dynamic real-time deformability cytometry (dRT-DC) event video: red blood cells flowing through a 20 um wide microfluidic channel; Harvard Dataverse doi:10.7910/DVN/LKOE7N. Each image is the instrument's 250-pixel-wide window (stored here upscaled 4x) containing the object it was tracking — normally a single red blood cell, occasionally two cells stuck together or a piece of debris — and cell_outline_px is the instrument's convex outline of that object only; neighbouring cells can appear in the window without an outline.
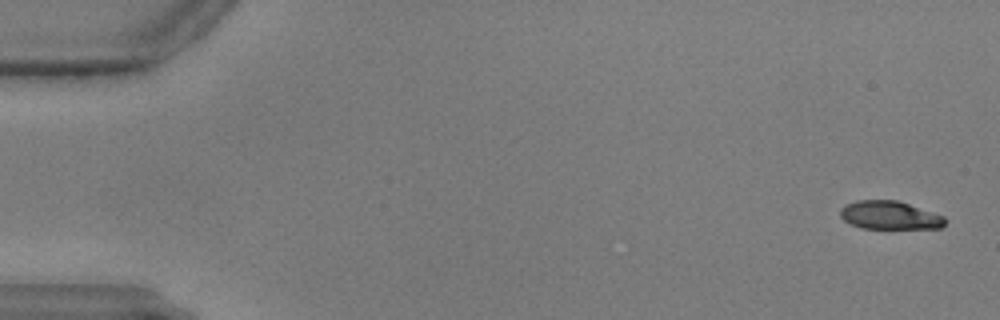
{"species": "common noctule bat (a hibernating species)", "species_latin": "Nyctalus noctula", "temperature_condition": "warm", "stored_images_in_passage": 59, "camera_frame_rate_fps": 3000, "um_per_image_px": 0.085, "animal": {"sex": "male", "body_mass_g": 17.9, "forearm_length_mm": 54.2}, "frame": {"image": 1, "passage_image": 2, "time_ms": 0.333, "image_size_px": [1000, 320], "cell_outline_px": [[944, 224], [940, 228], [860, 228], [844, 220], [840, 216], [840, 208], [844, 204], [856, 200], [896, 200], [944, 216]], "centroid_in_image_um": [75.56, 18.29], "position_along_channel_um": 9.4, "area_um2": 17.11}}
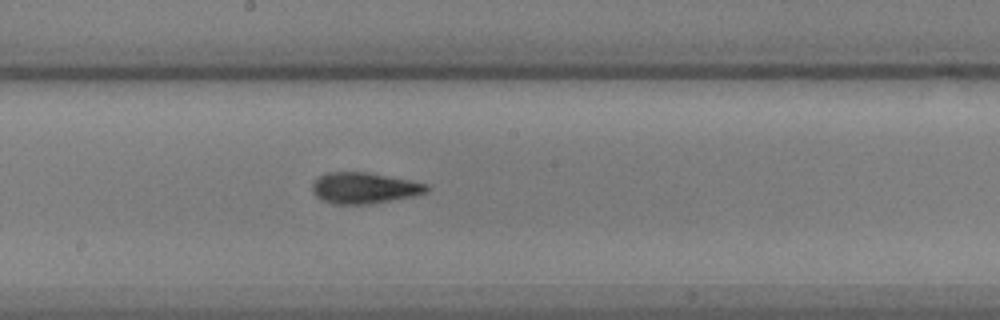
{"frame": {"image": 2, "passage_image": 32, "time_ms": 10.333, "image_size_px": [1000, 320], "cell_outline_px": [[432, 188], [428, 192], [412, 196], [372, 204], [332, 204], [316, 196], [312, 192], [312, 184], [320, 176], [328, 172], [368, 172], [428, 184]], "centroid_in_image_um": [30.98, 15.98], "position_along_channel_um": 217.2, "area_um2": 20.69}}
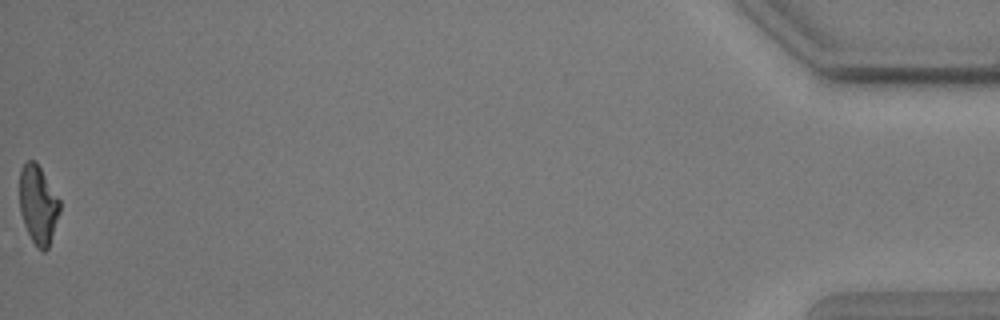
{"frame": {"image": 3, "passage_image": 59, "time_ms": 19.333, "image_size_px": [1000, 320], "cell_outline_px": [[60, 212], [48, 248], [44, 252], [36, 248], [24, 224], [20, 212], [20, 168], [28, 160], [36, 160], [60, 200]], "centroid_in_image_um": [3.24, 17.39], "position_along_channel_um": 432.0, "area_um2": 18.44}}